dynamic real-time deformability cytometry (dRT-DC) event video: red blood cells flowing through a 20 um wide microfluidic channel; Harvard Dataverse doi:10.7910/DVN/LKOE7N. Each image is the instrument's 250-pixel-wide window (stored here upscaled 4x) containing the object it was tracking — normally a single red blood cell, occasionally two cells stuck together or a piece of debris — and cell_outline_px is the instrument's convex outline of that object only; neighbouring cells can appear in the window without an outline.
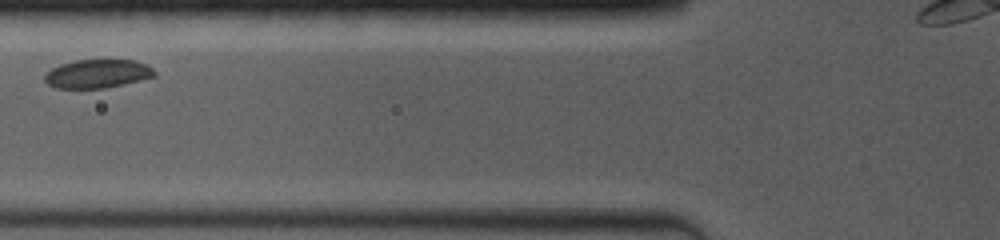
{"species": "common noctule bat (a hibernating species)", "species_latin": "Nyctalus noctula", "temperature_condition": "room temperature", "stored_images_in_passage": 7, "camera_frame_rate_fps": 4000, "um_per_image_px": 0.085, "animal": {"sex": "female", "body_mass_g": 19.0, "forearm_length_mm": 53.3}, "frame": {"image": 1, "passage_image": 3, "time_ms": 1.75, "image_size_px": [1000, 240], "cell_outline_px": [[156, 76], [124, 84], [104, 88], [56, 88], [48, 84], [44, 80], [44, 76], [52, 68], [60, 64], [76, 60], [136, 60], [152, 68], [156, 72]], "centroid_in_image_um": [8.28, 6.27], "position_along_channel_um": 117.5, "area_um2": 18.21}}
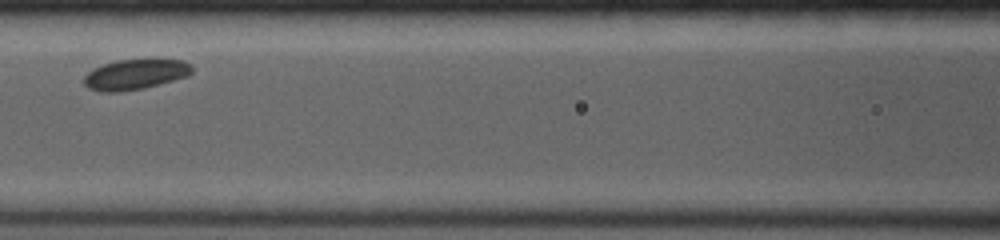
{"frame": {"image": 2, "passage_image": 4, "time_ms": 2.75, "image_size_px": [1000, 240], "cell_outline_px": [[192, 72], [188, 76], [144, 88], [120, 92], [100, 92], [88, 88], [84, 84], [84, 76], [88, 72], [104, 64], [116, 60], [184, 60], [192, 64]], "centroid_in_image_um": [11.5, 6.33], "position_along_channel_um": 155.1, "area_um2": 18.96}}